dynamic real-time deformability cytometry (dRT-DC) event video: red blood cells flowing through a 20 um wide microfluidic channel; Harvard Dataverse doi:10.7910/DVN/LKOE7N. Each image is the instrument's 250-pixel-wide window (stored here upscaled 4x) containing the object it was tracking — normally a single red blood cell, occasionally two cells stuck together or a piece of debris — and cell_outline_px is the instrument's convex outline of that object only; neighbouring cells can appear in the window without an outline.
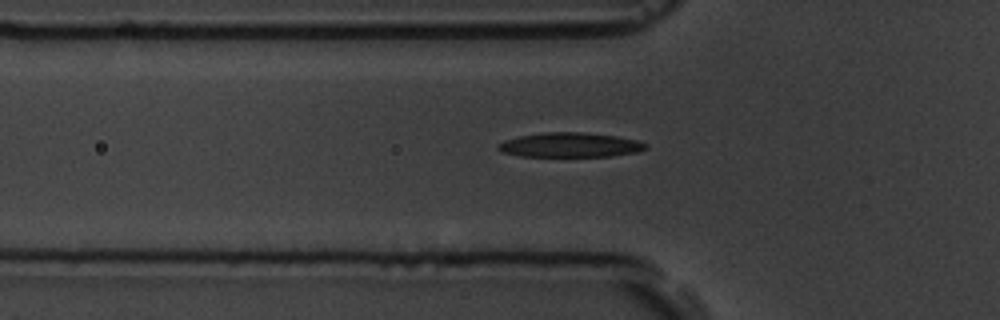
{"species": "common noctule bat (a hibernating species)", "species_latin": "Nyctalus noctula", "temperature_condition": "room temperature", "stored_images_in_passage": 7, "segment_of_instrument_passage": [2, 2], "camera_frame_rate_fps": 3000, "um_per_image_px": 0.085, "animal": {"sex": "male", "body_mass_g": 19.5, "forearm_length_mm": 54.6}, "frame": {"image": 1, "passage_image": 7, "time_ms": 7.0, "image_size_px": [1000, 320], "cell_outline_px": [[648, 148], [640, 152], [612, 156], [520, 156], [500, 152], [496, 148], [504, 140], [520, 136], [544, 132], [584, 132], [616, 136], [636, 140], [648, 144]], "centroid_in_image_um": [48.49, 12.32], "position_along_channel_um": 77.3, "area_um2": 21.21}}